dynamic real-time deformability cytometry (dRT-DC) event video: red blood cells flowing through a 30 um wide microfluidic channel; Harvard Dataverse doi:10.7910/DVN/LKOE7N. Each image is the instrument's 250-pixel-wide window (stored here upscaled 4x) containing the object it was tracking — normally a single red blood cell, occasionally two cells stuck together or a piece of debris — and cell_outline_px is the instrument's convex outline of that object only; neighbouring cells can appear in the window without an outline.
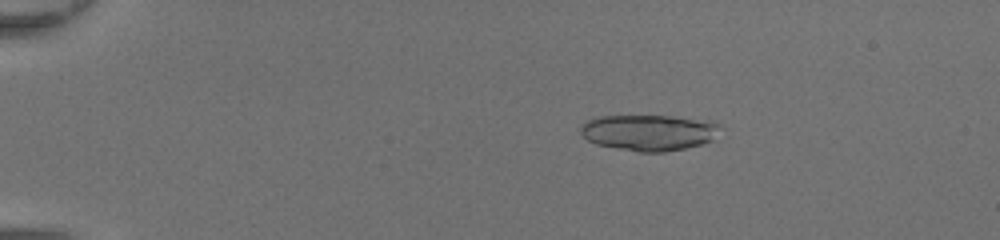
{"species": "common noctule bat (a hibernating species)", "species_latin": "Nyctalus noctula", "temperature_condition": "room temperature", "stored_images_in_passage": 48, "segment_of_instrument_passage": [1, 2], "camera_frame_rate_fps": 3000, "um_per_image_px": 0.085, "animal": {"sex": "female", "body_mass_g": 20.0, "forearm_length_mm": 54.0}, "frame": {"image": 1, "passage_image": 10, "time_ms": 3.0, "image_size_px": [1000, 240], "cell_outline_px": [[720, 124], [712, 140], [700, 144], [684, 148], [664, 152], [640, 152], [616, 148], [596, 144], [588, 140], [580, 132], [580, 128], [588, 120], [596, 116], [672, 116], [716, 120]], "centroid_in_image_um": [55.17, 11.25], "position_along_channel_um": 29.8, "area_um2": 29.3}}
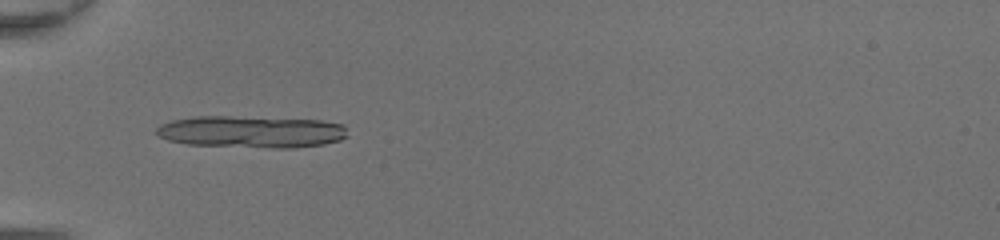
{"frame": {"image": 2, "passage_image": 18, "time_ms": 5.667, "image_size_px": [1000, 240], "cell_outline_px": [[348, 136], [340, 140], [324, 144], [292, 148], [272, 148], [188, 144], [168, 140], [160, 136], [156, 132], [156, 128], [160, 124], [172, 120], [196, 116], [228, 116], [320, 120], [344, 124]], "centroid_in_image_um": [21.38, 11.2], "position_along_channel_um": 63.6, "area_um2": 35.66}}